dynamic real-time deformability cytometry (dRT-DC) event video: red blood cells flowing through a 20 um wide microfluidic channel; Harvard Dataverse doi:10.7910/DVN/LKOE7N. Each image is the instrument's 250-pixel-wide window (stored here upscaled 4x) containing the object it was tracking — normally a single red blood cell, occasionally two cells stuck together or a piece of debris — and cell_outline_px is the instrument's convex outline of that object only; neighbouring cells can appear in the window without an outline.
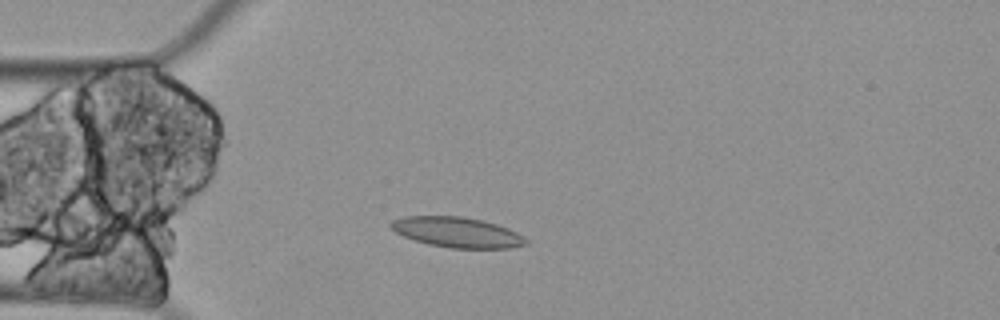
{"species": "Egyptian fruit bat (a non-hibernating species)", "species_latin": "Rousettus aegyptiacus", "temperature_condition": "cold", "stored_images_in_passage": 11, "camera_frame_rate_fps": 3000, "um_per_image_px": 0.085, "animal": {"sex": "female"}, "frame": {"image": 1, "passage_image": 2, "time_ms": 0.333, "image_size_px": [1000, 320], "cell_outline_px": [[528, 244], [508, 248], [448, 248], [428, 244], [404, 236], [396, 232], [388, 224], [392, 220], [404, 216], [460, 216], [484, 220], [508, 228], [524, 236], [528, 240]], "centroid_in_image_um": [38.87, 19.74], "position_along_channel_um": 46.1, "area_um2": 23.87}}
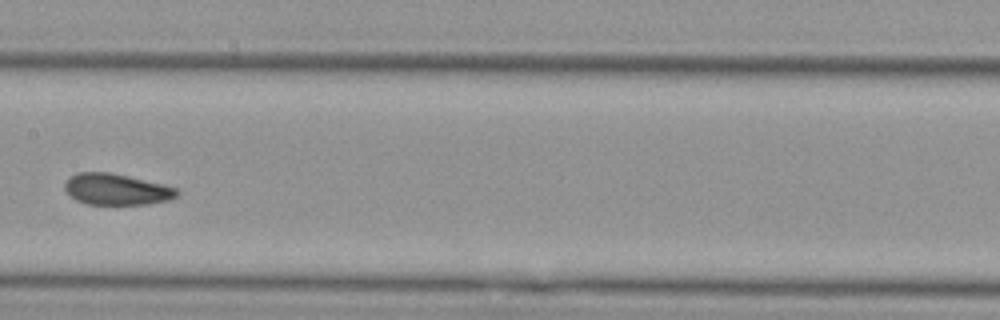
{"frame": {"image": 2, "passage_image": 6, "time_ms": 1.667, "image_size_px": [1000, 320], "cell_outline_px": [[180, 192], [176, 196], [168, 200], [148, 204], [84, 204], [76, 200], [64, 188], [64, 184], [68, 176], [76, 172], [108, 172], [128, 176], [164, 184], [176, 188]], "centroid_in_image_um": [9.88, 16.08], "position_along_channel_um": 197.5, "area_um2": 20.46}}
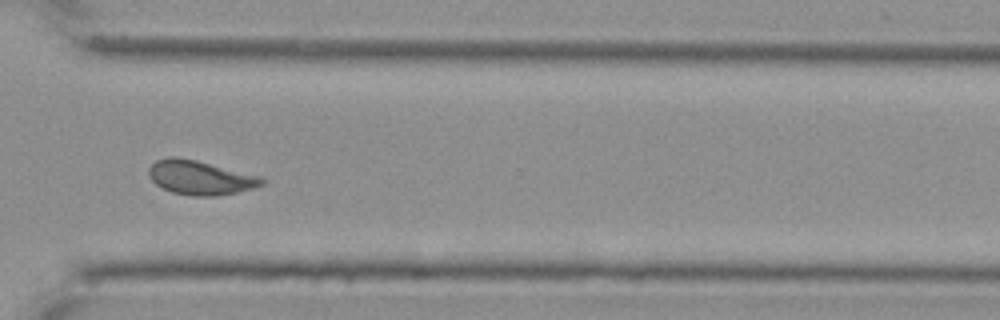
{"frame": {"image": 3, "passage_image": 10, "time_ms": 3.0, "image_size_px": [1000, 320], "cell_outline_px": [[268, 180], [264, 184], [256, 188], [220, 196], [192, 196], [172, 192], [156, 184], [148, 176], [148, 168], [156, 160], [168, 156], [176, 156], [196, 160], [260, 176]], "centroid_in_image_um": [17.04, 15.1], "position_along_channel_um": 353.6, "area_um2": 22.77}}